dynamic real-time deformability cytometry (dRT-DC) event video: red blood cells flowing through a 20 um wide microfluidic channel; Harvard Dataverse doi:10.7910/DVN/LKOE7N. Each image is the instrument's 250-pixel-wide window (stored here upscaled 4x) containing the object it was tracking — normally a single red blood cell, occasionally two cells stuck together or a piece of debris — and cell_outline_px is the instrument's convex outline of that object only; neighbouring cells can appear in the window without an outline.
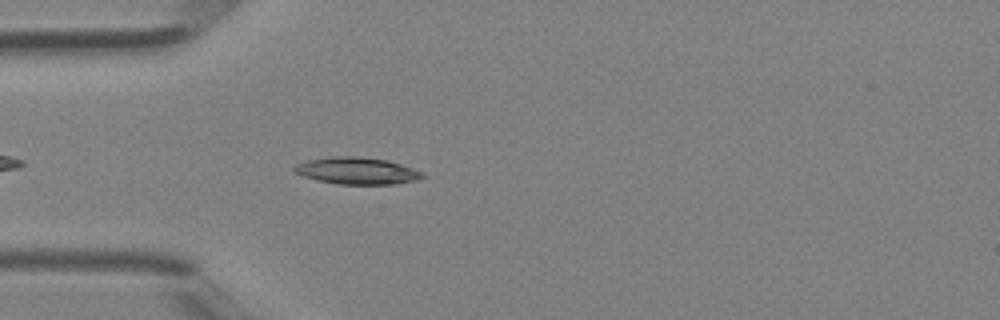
{"species": "Egyptian fruit bat (a non-hibernating species)", "species_latin": "Rousettus aegyptiacus", "temperature_condition": "room temperature", "stored_images_in_passage": 30, "camera_frame_rate_fps": 3000, "um_per_image_px": 0.085, "animal": {"sex": "female"}, "frame": {"image": 1, "passage_image": 3, "time_ms": 0.667, "image_size_px": [1000, 320], "cell_outline_px": [[424, 176], [416, 180], [396, 184], [336, 184], [316, 180], [292, 172], [292, 168], [296, 164], [308, 160], [332, 156], [360, 156], [388, 160], [424, 172]], "centroid_in_image_um": [30.31, 14.51], "position_along_channel_um": 54.7, "area_um2": 20.23}}
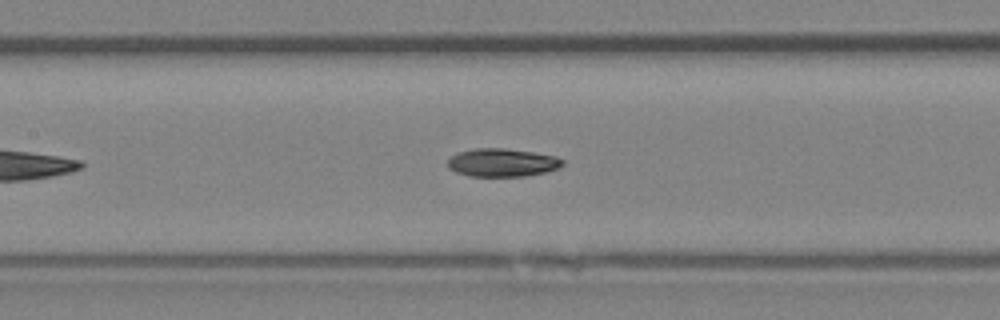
{"frame": {"image": 2, "passage_image": 10, "time_ms": 3.0, "image_size_px": [1000, 320], "cell_outline_px": [[564, 164], [560, 168], [548, 172], [524, 176], [468, 176], [456, 172], [448, 168], [448, 160], [452, 156], [460, 152], [472, 148], [504, 148], [532, 152], [556, 156], [564, 160]], "centroid_in_image_um": [42.72, 13.82], "position_along_channel_um": 164.7, "area_um2": 18.96}}
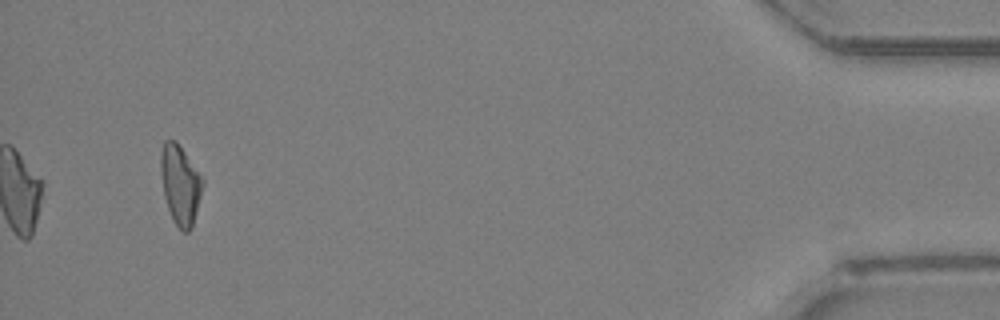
{"frame": {"image": 3, "passage_image": 30, "time_ms": 9.667, "image_size_px": [1000, 320], "cell_outline_px": [[204, 184], [192, 228], [188, 232], [184, 232], [172, 220], [164, 196], [160, 172], [160, 152], [164, 140], [176, 140], [204, 176]], "centroid_in_image_um": [15.34, 15.65], "position_along_channel_um": 419.9, "area_um2": 19.83}}